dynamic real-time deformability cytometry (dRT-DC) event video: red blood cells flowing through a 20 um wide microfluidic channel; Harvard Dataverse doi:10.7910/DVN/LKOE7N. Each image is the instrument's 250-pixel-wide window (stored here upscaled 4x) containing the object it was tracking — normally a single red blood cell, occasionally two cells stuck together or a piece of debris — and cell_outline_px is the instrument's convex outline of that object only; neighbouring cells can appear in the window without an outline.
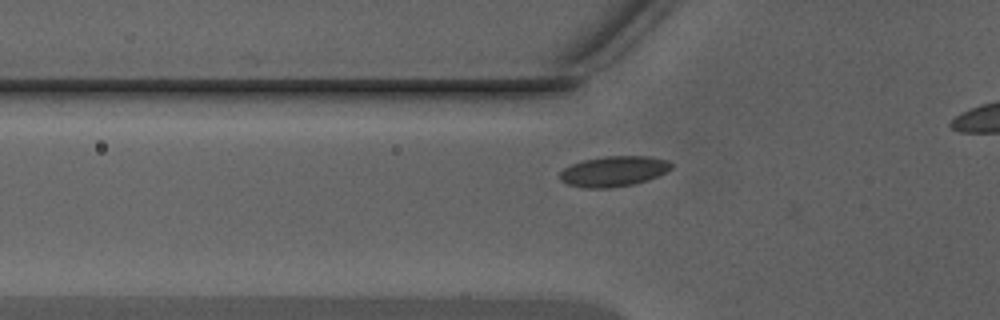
{"species": "Egyptian fruit bat (a non-hibernating species)", "species_latin": "Rousettus aegyptiacus", "temperature_condition": "warm", "stored_images_in_passage": 32, "camera_frame_rate_fps": 3000, "um_per_image_px": 0.085, "animal": {"sex": "male"}, "frame": {"image": 1, "passage_image": 7, "time_ms": 2.0, "image_size_px": [1000, 320], "cell_outline_px": [[672, 168], [648, 180], [632, 184], [608, 188], [584, 188], [568, 184], [560, 180], [560, 172], [564, 168], [572, 164], [584, 160], [604, 156], [648, 156], [668, 160], [672, 164]], "centroid_in_image_um": [52.15, 14.55], "position_along_channel_um": 73.6, "area_um2": 19.59}}
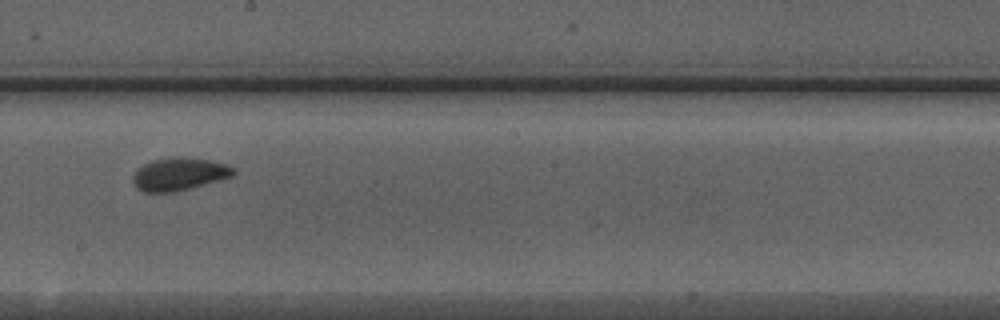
{"frame": {"image": 2, "passage_image": 18, "time_ms": 5.667, "image_size_px": [1000, 320], "cell_outline_px": [[236, 172], [232, 176], [176, 192], [144, 192], [136, 188], [132, 180], [132, 176], [144, 164], [152, 160], [180, 156], [208, 160], [224, 164], [232, 168]], "centroid_in_image_um": [15.19, 14.8], "position_along_channel_um": 233.0, "area_um2": 18.9}}
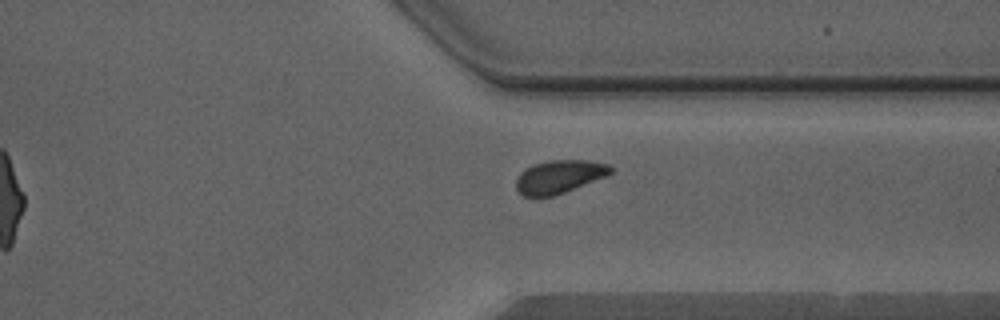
{"frame": {"image": 3, "passage_image": 27, "time_ms": 8.667, "image_size_px": [1000, 320], "cell_outline_px": [[612, 172], [608, 176], [564, 192], [552, 196], [524, 196], [516, 188], [516, 180], [520, 172], [536, 164], [548, 160], [588, 160], [608, 164], [612, 168]], "centroid_in_image_um": [47.57, 15.01], "position_along_channel_um": 363.8, "area_um2": 18.09}}